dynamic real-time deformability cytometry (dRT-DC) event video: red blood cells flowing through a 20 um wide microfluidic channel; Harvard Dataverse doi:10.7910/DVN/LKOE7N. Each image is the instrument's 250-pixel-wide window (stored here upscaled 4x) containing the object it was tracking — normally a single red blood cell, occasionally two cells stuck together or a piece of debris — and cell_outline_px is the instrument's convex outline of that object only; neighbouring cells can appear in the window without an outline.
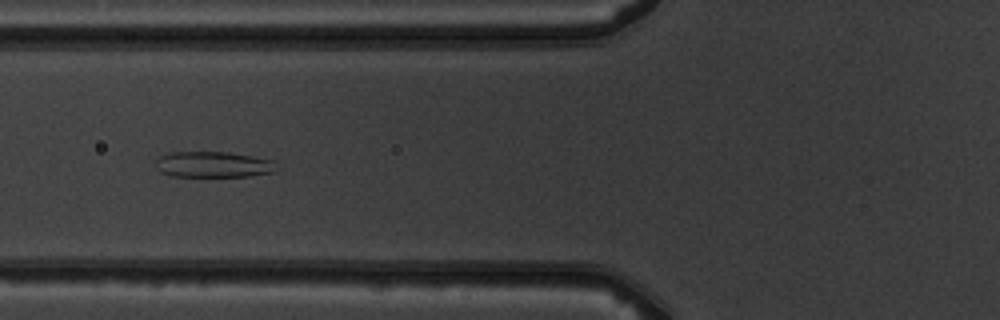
{"species": "common noctule bat (a hibernating species)", "species_latin": "Nyctalus noctula", "temperature_condition": "warm", "stored_images_in_passage": 7, "camera_frame_rate_fps": 3000, "um_per_image_px": 0.085, "animal": {"sex": "male", "body_mass_g": 19.5, "forearm_length_mm": 54.6}, "frame": {"image": 1, "passage_image": 5, "time_ms": 4.333, "image_size_px": [1000, 320], "cell_outline_px": [[276, 172], [248, 176], [172, 176], [160, 172], [156, 168], [156, 160], [160, 156], [168, 152], [228, 152], [252, 156], [272, 160]], "centroid_in_image_um": [18.08, 13.98], "position_along_channel_um": 107.7, "area_um2": 18.15}}
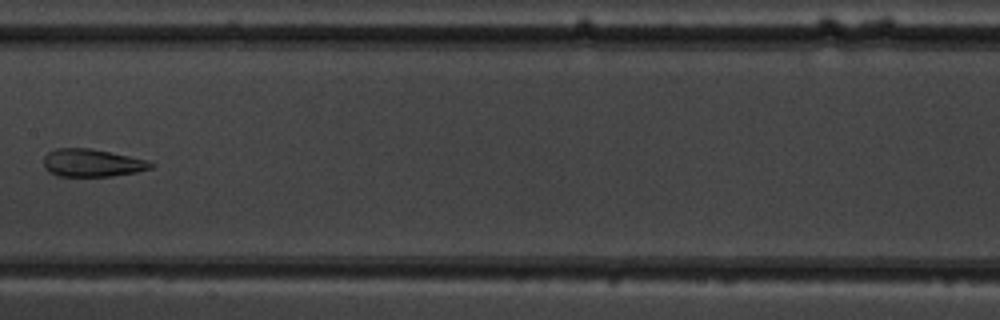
{"frame": {"image": 2, "passage_image": 7, "time_ms": 6.667, "image_size_px": [1000, 320], "cell_outline_px": [[156, 164], [152, 168], [136, 172], [112, 176], [56, 176], [48, 172], [44, 168], [44, 156], [48, 152], [56, 148], [92, 148], [148, 160]], "centroid_in_image_um": [7.82, 13.84], "position_along_channel_um": 199.6, "area_um2": 17.51}}